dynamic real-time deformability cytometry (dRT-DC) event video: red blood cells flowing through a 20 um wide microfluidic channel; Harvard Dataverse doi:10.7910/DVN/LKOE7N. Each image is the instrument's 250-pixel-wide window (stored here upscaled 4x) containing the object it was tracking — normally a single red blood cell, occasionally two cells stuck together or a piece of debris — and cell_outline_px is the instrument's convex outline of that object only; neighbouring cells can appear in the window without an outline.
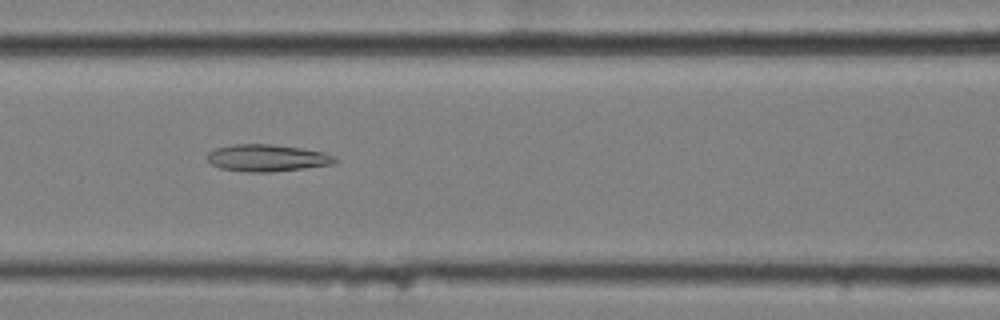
{"species": "common noctule bat (a hibernating species)", "species_latin": "Nyctalus noctula", "temperature_condition": "cold", "stored_images_in_passage": 50, "camera_frame_rate_fps": 3000, "um_per_image_px": 0.085, "animal": {"sex": "female", "body_mass_g": 25.1}, "frame": {"image": 1, "passage_image": 17, "time_ms": 5.333, "image_size_px": [1000, 320], "cell_outline_px": [[340, 160], [336, 164], [272, 172], [244, 172], [220, 168], [212, 164], [204, 156], [208, 152], [216, 148], [232, 144], [268, 144], [300, 148], [324, 152], [336, 156]], "centroid_in_image_um": [22.72, 13.43], "position_along_channel_um": 143.9, "area_um2": 20.35}}
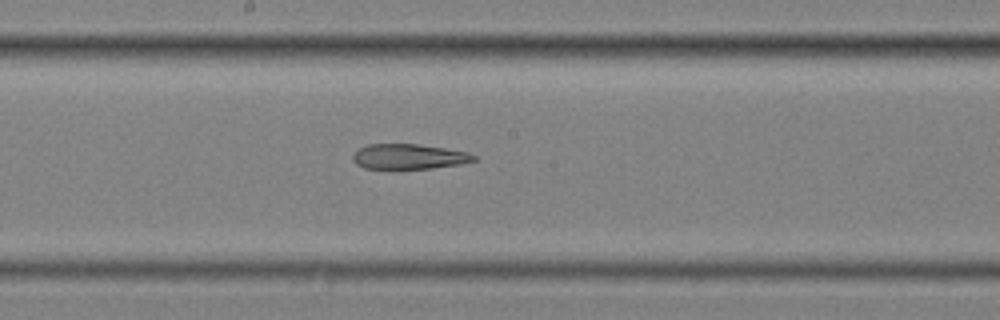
{"frame": {"image": 2, "passage_image": 23, "time_ms": 7.333, "image_size_px": [1000, 320], "cell_outline_px": [[476, 160], [460, 164], [432, 168], [364, 168], [356, 164], [352, 160], [352, 156], [360, 148], [368, 144], [420, 144], [468, 152], [476, 156]], "centroid_in_image_um": [34.76, 13.3], "position_along_channel_um": 213.4, "area_um2": 17.57}}
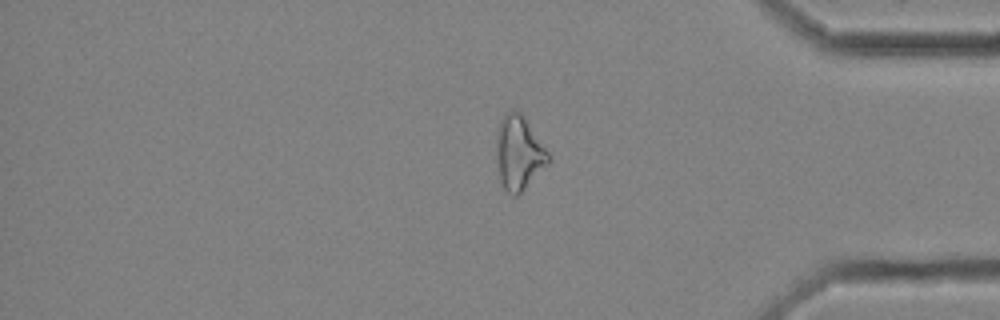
{"frame": {"image": 3, "passage_image": 40, "time_ms": 13.0, "image_size_px": [1000, 320], "cell_outline_px": [[552, 160], [516, 196], [512, 196], [504, 188], [500, 180], [496, 160], [496, 132], [500, 120], [504, 112], [512, 108], [520, 112], [524, 116], [552, 156]], "centroid_in_image_um": [44.09, 12.94], "position_along_channel_um": 391.1, "area_um2": 22.77}}